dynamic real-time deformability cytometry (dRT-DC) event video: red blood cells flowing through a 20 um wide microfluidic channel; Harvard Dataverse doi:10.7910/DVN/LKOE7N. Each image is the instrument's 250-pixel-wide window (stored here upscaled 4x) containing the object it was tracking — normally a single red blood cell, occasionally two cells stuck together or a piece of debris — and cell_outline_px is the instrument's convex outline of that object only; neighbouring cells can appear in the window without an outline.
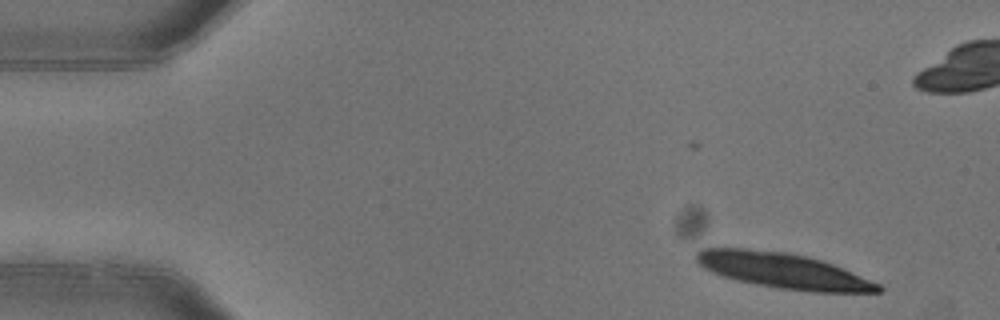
{"species": "common noctule bat (a hibernating species)", "species_latin": "Nyctalus noctula", "temperature_condition": "warm", "stored_images_in_passage": 7, "camera_frame_rate_fps": 3000, "um_per_image_px": 0.085, "animal": {"sex": "female"}, "frame": {"image": 1, "passage_image": 2, "time_ms": 0.333, "image_size_px": [1000, 320], "cell_outline_px": [[884, 292], [812, 292], [776, 288], [736, 280], [712, 272], [704, 268], [696, 260], [696, 252], [700, 248], [744, 248], [788, 252], [808, 256], [824, 260], [880, 284], [884, 288]], "centroid_in_image_um": [66.59, 23.0], "position_along_channel_um": 18.4, "area_um2": 37.74}}